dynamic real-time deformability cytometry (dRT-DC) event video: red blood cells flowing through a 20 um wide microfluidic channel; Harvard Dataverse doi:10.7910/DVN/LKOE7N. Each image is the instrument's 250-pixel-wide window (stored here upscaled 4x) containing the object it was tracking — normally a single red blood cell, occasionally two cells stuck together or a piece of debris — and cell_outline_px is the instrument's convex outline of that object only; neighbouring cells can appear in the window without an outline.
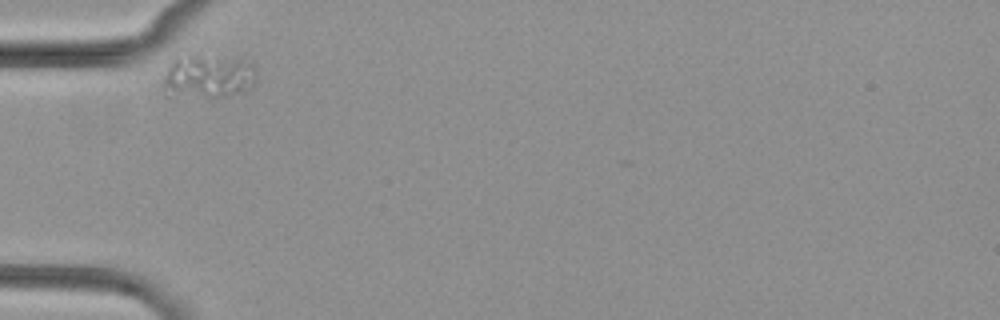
{"species": "common noctule bat (a hibernating species)", "species_latin": "Nyctalus noctula", "temperature_condition": "cold", "stored_images_in_passage": 2, "camera_frame_rate_fps": 3000, "um_per_image_px": 0.085, "animal": {"sex": "female", "body_mass_g": 29.2, "forearm_length_mm": 56.3}, "frame": {"image": 1, "passage_image": 1, "time_ms": 0.0, "image_size_px": [1000, 320], "cell_outline_px": [[256, 84], [252, 88], [244, 92], [224, 96], [164, 96], [164, 76], [168, 64], [180, 48], [240, 56], [252, 60], [256, 68]], "centroid_in_image_um": [17.69, 6.32], "position_along_channel_um": 67.3, "area_um2": 26.59}}